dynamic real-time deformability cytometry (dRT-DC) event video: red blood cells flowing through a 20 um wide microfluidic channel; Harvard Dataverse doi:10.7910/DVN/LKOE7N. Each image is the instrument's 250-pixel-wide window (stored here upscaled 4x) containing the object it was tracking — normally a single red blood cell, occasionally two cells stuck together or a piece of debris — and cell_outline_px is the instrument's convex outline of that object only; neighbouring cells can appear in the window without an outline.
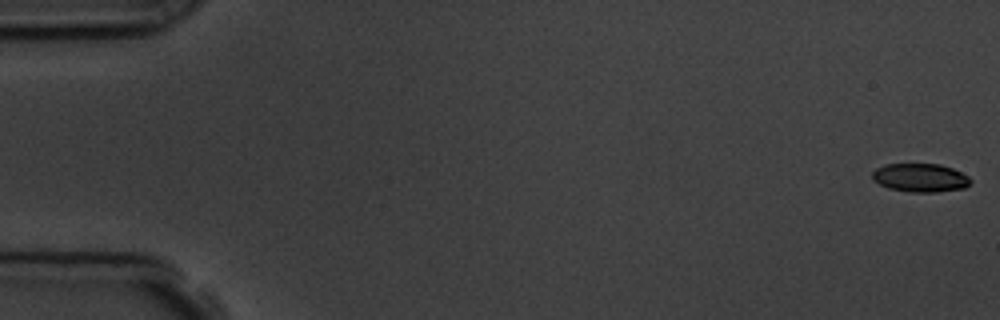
{"species": "common noctule bat (a hibernating species)", "species_latin": "Nyctalus noctula", "temperature_condition": "room temperature", "stored_images_in_passage": 5, "camera_frame_rate_fps": 3000, "um_per_image_px": 0.085, "animal": {"sex": "male", "body_mass_g": 19.5, "forearm_length_mm": 54.6}, "frame": {"image": 1, "passage_image": 1, "time_ms": 0.0, "image_size_px": [1000, 320], "cell_outline_px": [[972, 180], [964, 188], [936, 192], [908, 192], [888, 188], [872, 180], [872, 172], [876, 168], [884, 164], [940, 164], [952, 168], [968, 176]], "centroid_in_image_um": [78.19, 15.1], "position_along_channel_um": 6.8, "area_um2": 16.36}}
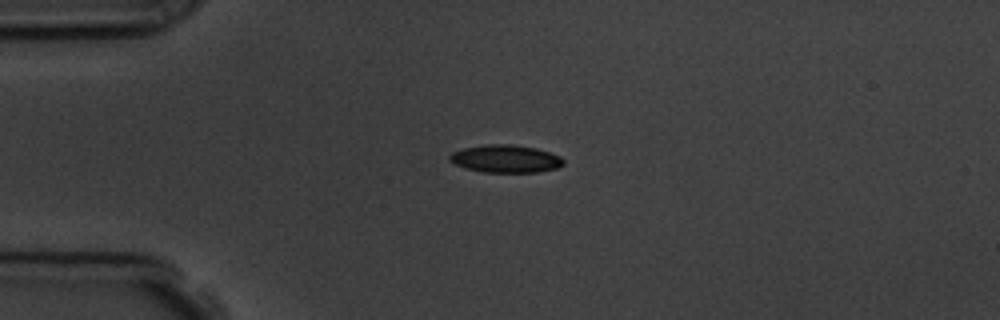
{"frame": {"image": 2, "passage_image": 5, "time_ms": 4.333, "image_size_px": [1000, 320], "cell_outline_px": [[564, 164], [556, 168], [536, 172], [484, 172], [464, 168], [448, 160], [448, 156], [452, 152], [464, 148], [484, 144], [512, 144], [536, 148], [560, 156], [564, 160]], "centroid_in_image_um": [42.95, 13.49], "position_along_channel_um": 42.1, "area_um2": 18.38}}